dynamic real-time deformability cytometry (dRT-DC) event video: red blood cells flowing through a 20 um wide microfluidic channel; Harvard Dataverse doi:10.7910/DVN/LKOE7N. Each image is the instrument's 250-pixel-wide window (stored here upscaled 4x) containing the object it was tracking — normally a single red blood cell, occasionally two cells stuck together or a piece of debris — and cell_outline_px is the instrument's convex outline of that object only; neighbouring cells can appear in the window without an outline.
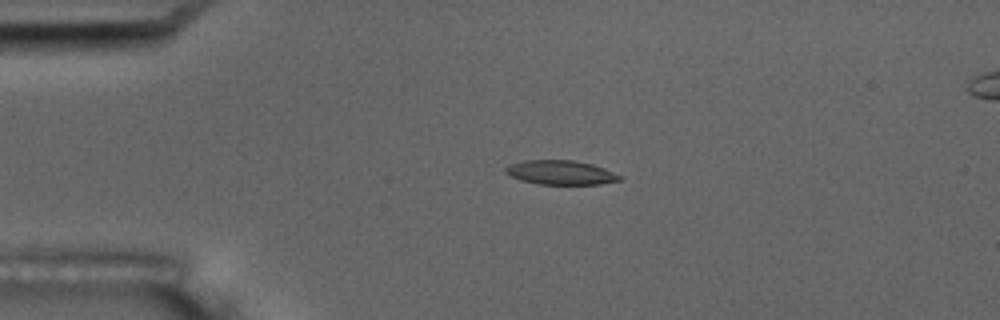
{"species": "common noctule bat (a hibernating species)", "species_latin": "Nyctalus noctula", "temperature_condition": "room temperature", "stored_images_in_passage": 6, "camera_frame_rate_fps": 3000, "um_per_image_px": 0.085, "animal": {"sex": "male", "body_mass_g": 17.5, "forearm_length_mm": 52.3}, "frame": {"image": 1, "passage_image": 4, "time_ms": 3.333, "image_size_px": [1000, 320], "cell_outline_px": [[620, 180], [600, 184], [540, 184], [520, 180], [508, 176], [504, 172], [504, 168], [508, 164], [524, 160], [572, 160], [592, 164], [604, 168], [620, 176]], "centroid_in_image_um": [47.57, 14.66], "position_along_channel_um": 37.4, "area_um2": 16.13}}